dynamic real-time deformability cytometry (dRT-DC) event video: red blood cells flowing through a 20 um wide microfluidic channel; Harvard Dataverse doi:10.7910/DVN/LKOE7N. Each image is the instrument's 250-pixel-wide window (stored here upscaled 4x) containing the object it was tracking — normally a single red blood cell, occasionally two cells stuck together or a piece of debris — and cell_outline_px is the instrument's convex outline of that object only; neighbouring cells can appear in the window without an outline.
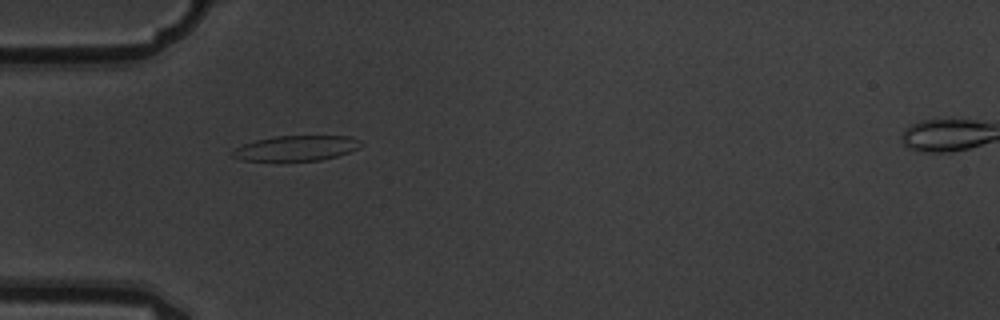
{"species": "common noctule bat (a hibernating species)", "species_latin": "Nyctalus noctula", "temperature_condition": "warm", "stored_images_in_passage": 3, "camera_frame_rate_fps": 3000, "um_per_image_px": 0.085, "animal": {"sex": "male", "body_mass_g": 19.5, "forearm_length_mm": 54.6}, "frame": {"image": 1, "passage_image": 2, "time_ms": 0.333, "image_size_px": [1000, 320], "cell_outline_px": [[364, 144], [360, 148], [336, 156], [320, 160], [240, 160], [232, 156], [232, 152], [236, 148], [244, 144], [256, 140], [276, 136], [348, 136], [360, 140]], "centroid_in_image_um": [25.22, 12.58], "position_along_channel_um": 59.8, "area_um2": 18.61}}